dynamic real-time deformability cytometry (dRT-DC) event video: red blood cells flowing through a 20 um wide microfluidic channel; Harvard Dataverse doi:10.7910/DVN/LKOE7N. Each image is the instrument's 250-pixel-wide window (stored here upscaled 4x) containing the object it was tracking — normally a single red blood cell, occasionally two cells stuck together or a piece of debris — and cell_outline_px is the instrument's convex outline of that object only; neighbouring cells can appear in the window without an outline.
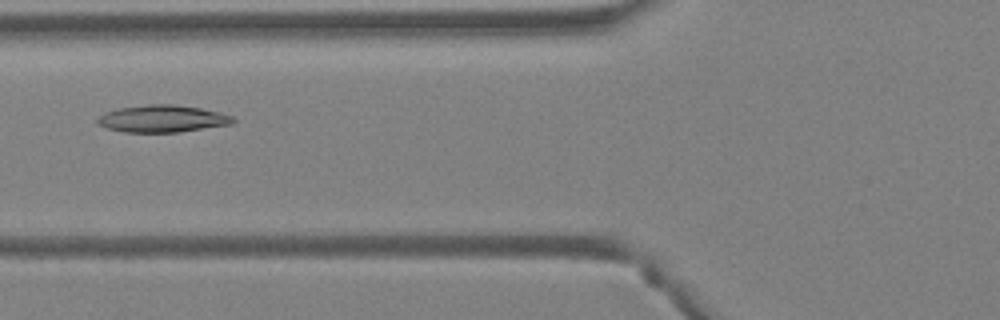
{"species": "Egyptian fruit bat (a non-hibernating species)", "species_latin": "Rousettus aegyptiacus", "temperature_condition": "warm", "stored_images_in_passage": 41, "camera_frame_rate_fps": 3000, "um_per_image_px": 0.085, "animal": {"sex": "female"}, "frame": {"image": 1, "passage_image": 14, "time_ms": 4.333, "image_size_px": [1000, 320], "cell_outline_px": [[236, 120], [232, 124], [180, 132], [124, 132], [104, 128], [96, 124], [96, 120], [104, 112], [116, 108], [148, 104], [172, 104], [200, 108], [220, 112], [232, 116]], "centroid_in_image_um": [13.76, 10.09], "position_along_channel_um": 112.0, "area_um2": 21.68}}
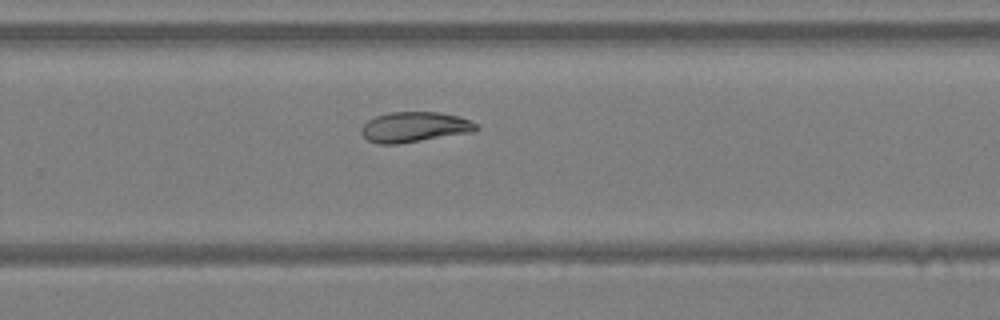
{"frame": {"image": 2, "passage_image": 26, "time_ms": 8.333, "image_size_px": [1000, 320], "cell_outline_px": [[480, 128], [476, 132], [396, 144], [376, 144], [368, 140], [360, 132], [360, 128], [368, 120], [376, 116], [388, 112], [436, 112], [456, 116], [468, 120], [476, 124]], "centroid_in_image_um": [35.22, 10.81], "position_along_channel_um": 294.6, "area_um2": 20.29}}
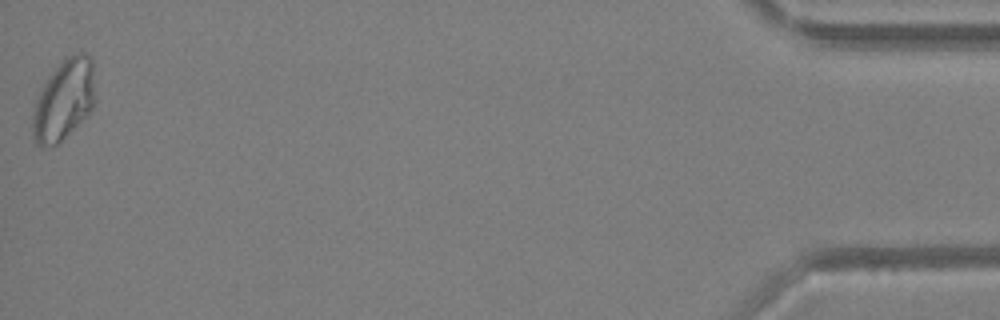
{"frame": {"image": 3, "passage_image": 41, "time_ms": 13.333, "image_size_px": [1000, 320], "cell_outline_px": [[92, 108], [56, 144], [40, 148], [32, 140], [32, 112], [36, 100], [48, 76], [64, 56], [76, 52], [84, 52], [92, 60]], "centroid_in_image_um": [5.35, 8.47], "position_along_channel_um": 429.9, "area_um2": 28.73}}